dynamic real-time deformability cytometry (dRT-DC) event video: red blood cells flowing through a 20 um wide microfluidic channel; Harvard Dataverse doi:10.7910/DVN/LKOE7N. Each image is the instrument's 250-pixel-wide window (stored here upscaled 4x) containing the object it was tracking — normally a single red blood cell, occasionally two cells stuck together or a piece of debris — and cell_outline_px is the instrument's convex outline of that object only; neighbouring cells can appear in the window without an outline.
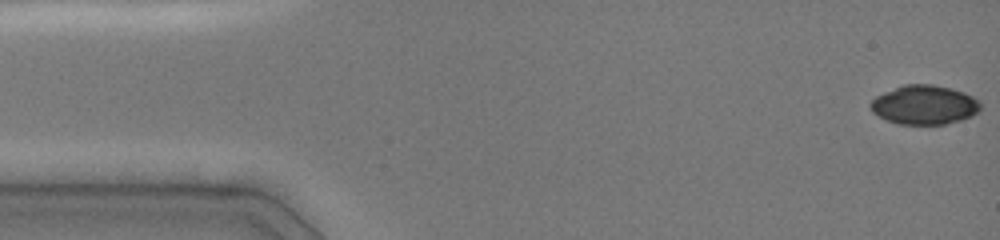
{"species": "common noctule bat (a hibernating species)", "species_latin": "Nyctalus noctula", "temperature_condition": "cold", "stored_images_in_passage": 47, "camera_frame_rate_fps": 3000, "um_per_image_px": 0.085, "animal": {"sex": "female", "body_mass_g": 19.0, "forearm_length_mm": 51.5}, "frame": {"image": 1, "passage_image": 1, "time_ms": 0.0, "image_size_px": [1000, 240], "cell_outline_px": [[980, 112], [972, 116], [960, 120], [944, 124], [900, 124], [888, 120], [872, 112], [868, 104], [876, 96], [884, 92], [904, 84], [932, 84], [952, 88], [964, 92], [980, 100]], "centroid_in_image_um": [78.59, 8.9], "position_along_channel_um": 6.4, "area_um2": 25.2}}
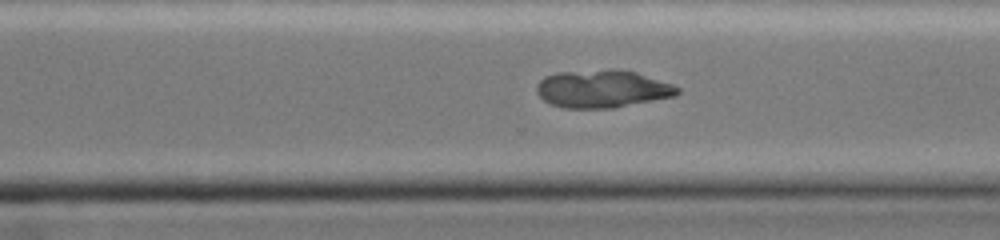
{"frame": {"image": 2, "passage_image": 33, "time_ms": 10.667, "image_size_px": [1000, 240], "cell_outline_px": [[680, 92], [676, 96], [616, 108], [564, 108], [552, 104], [544, 100], [536, 92], [536, 84], [544, 76], [556, 72], [616, 68], [620, 68], [636, 72], [672, 84], [680, 88]], "centroid_in_image_um": [51.21, 7.54], "position_along_channel_um": 319.4, "area_um2": 31.44}}
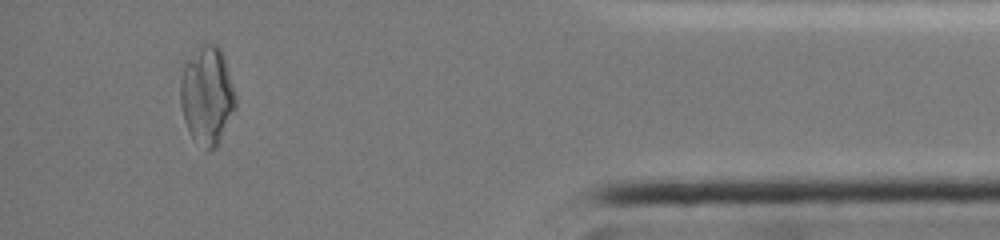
{"frame": {"image": 3, "passage_image": 43, "time_ms": 14.0, "image_size_px": [1000, 240], "cell_outline_px": [[236, 108], [216, 148], [208, 152], [204, 152], [192, 136], [184, 120], [180, 104], [180, 64], [184, 60], [204, 44], [216, 44], [220, 48], [224, 56], [236, 96]], "centroid_in_image_um": [17.57, 8.12], "position_along_channel_um": 417.6, "area_um2": 32.14}}